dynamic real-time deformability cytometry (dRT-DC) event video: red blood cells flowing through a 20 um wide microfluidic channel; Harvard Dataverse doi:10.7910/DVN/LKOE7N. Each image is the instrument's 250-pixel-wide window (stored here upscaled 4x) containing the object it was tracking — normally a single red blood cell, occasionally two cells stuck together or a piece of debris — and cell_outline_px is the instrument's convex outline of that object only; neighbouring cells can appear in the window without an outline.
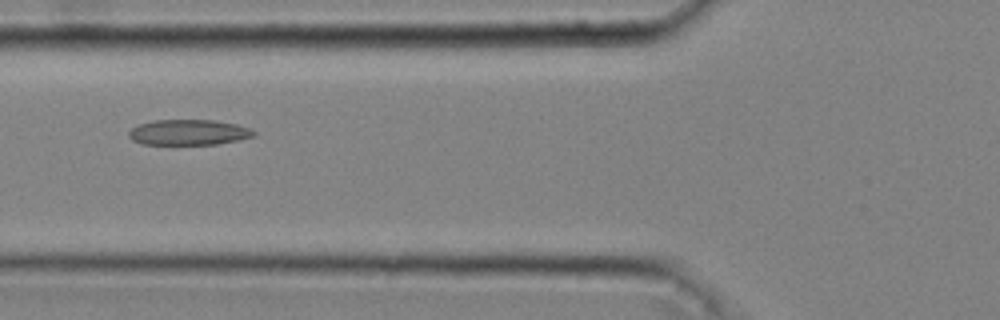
{"species": "common noctule bat (a hibernating species)", "species_latin": "Nyctalus noctula", "temperature_condition": "cold", "stored_images_in_passage": 43, "camera_frame_rate_fps": 3000, "um_per_image_px": 0.085, "animal": {"sex": "male", "body_mass_g": 20.4}, "frame": {"image": 1, "passage_image": 18, "time_ms": 5.667, "image_size_px": [1000, 320], "cell_outline_px": [[256, 136], [216, 144], [140, 144], [132, 140], [128, 136], [128, 132], [132, 128], [140, 124], [156, 120], [216, 120], [236, 124], [252, 128], [256, 132]], "centroid_in_image_um": [16.05, 11.24], "position_along_channel_um": 109.7, "area_um2": 18.61}}
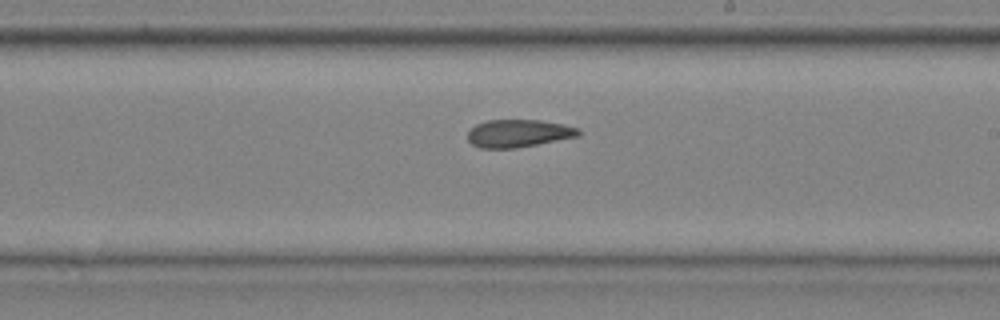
{"frame": {"image": 2, "passage_image": 28, "time_ms": 9.0, "image_size_px": [1000, 320], "cell_outline_px": [[580, 132], [576, 136], [516, 148], [480, 148], [472, 144], [468, 140], [468, 132], [476, 124], [488, 120], [540, 120], [580, 128]], "centroid_in_image_um": [44.02, 11.33], "position_along_channel_um": 245.0, "area_um2": 17.57}}
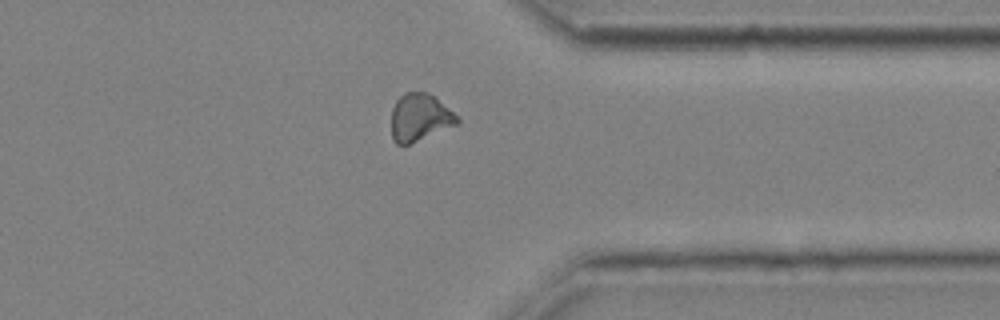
{"frame": {"image": 3, "passage_image": 38, "time_ms": 12.333, "image_size_px": [1000, 320], "cell_outline_px": [[460, 124], [408, 144], [396, 144], [392, 140], [392, 108], [396, 100], [404, 92], [428, 92], [448, 108], [460, 120]], "centroid_in_image_um": [35.67, 9.98], "position_along_channel_um": 375.7, "area_um2": 18.09}, "authors_computed_cell_mechanics": {"area_um2": 18.6116, "velocity_mm_per_s": 4.0626, "shape_relaxation_time_tau1_ms": 2.7508, "shape_relaxation_time_tau2_ms": 3.1451, "deformation_change_tau1": 0.0814, "deformation_change_tau2": 0.0989}}